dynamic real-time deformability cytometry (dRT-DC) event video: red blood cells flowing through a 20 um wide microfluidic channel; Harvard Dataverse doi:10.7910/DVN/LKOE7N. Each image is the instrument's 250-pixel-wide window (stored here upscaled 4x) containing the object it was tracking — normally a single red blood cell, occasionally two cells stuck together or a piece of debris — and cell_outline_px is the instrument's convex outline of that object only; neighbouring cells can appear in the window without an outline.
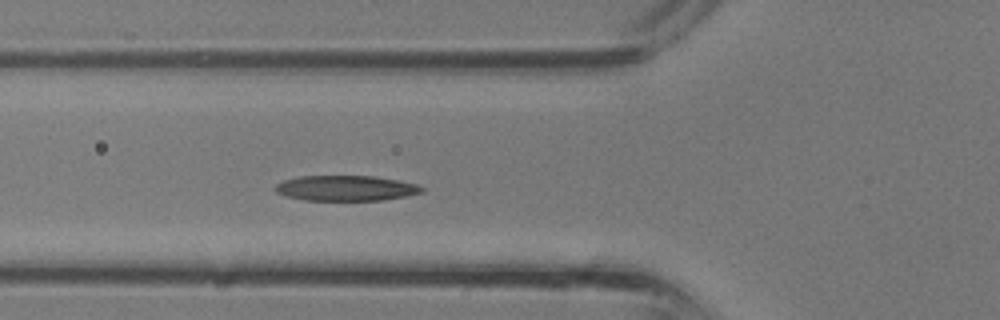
{"species": "common noctule bat (a hibernating species)", "species_latin": "Nyctalus noctula", "temperature_condition": "room temperature", "stored_images_in_passage": 26, "camera_frame_rate_fps": 3000, "um_per_image_px": 0.085, "animal": {"sex": "male", "body_mass_g": 13.3}, "frame": {"image": 1, "passage_image": 2, "time_ms": 0.333, "image_size_px": [1000, 320], "cell_outline_px": [[424, 192], [408, 196], [384, 200], [304, 200], [288, 196], [276, 192], [272, 188], [276, 184], [284, 180], [300, 176], [376, 176], [416, 184], [424, 188]], "centroid_in_image_um": [29.41, 15.99], "position_along_channel_um": 96.4, "area_um2": 21.68}}
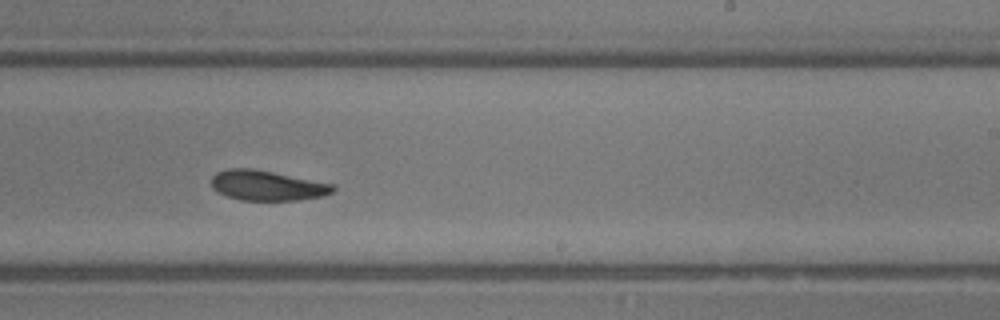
{"frame": {"image": 2, "passage_image": 11, "time_ms": 3.333, "image_size_px": [1000, 320], "cell_outline_px": [[336, 188], [332, 192], [324, 196], [300, 200], [240, 200], [216, 192], [212, 188], [212, 176], [216, 172], [228, 168], [252, 168], [336, 184]], "centroid_in_image_um": [22.72, 15.76], "position_along_channel_um": 266.3, "area_um2": 21.5}}
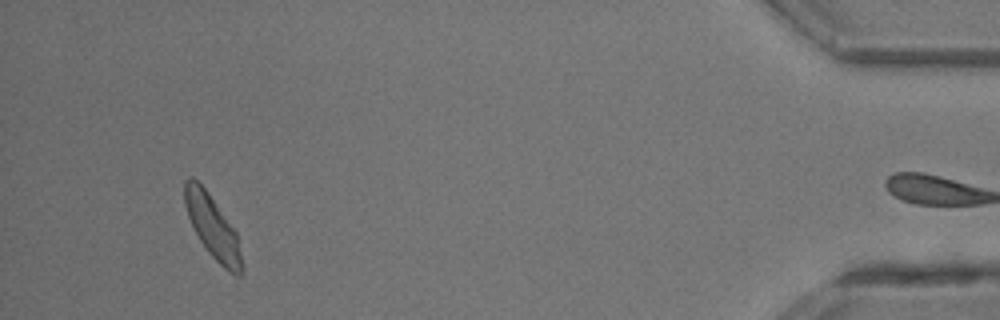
{"frame": {"image": 3, "passage_image": 23, "time_ms": 7.333, "image_size_px": [1000, 320], "cell_outline_px": [[244, 272], [240, 276], [236, 276], [228, 272], [208, 252], [200, 240], [188, 216], [184, 204], [184, 180], [192, 176], [208, 192], [236, 232], [244, 268]], "centroid_in_image_um": [18.08, 19.32], "position_along_channel_um": 417.1, "area_um2": 20.75}}